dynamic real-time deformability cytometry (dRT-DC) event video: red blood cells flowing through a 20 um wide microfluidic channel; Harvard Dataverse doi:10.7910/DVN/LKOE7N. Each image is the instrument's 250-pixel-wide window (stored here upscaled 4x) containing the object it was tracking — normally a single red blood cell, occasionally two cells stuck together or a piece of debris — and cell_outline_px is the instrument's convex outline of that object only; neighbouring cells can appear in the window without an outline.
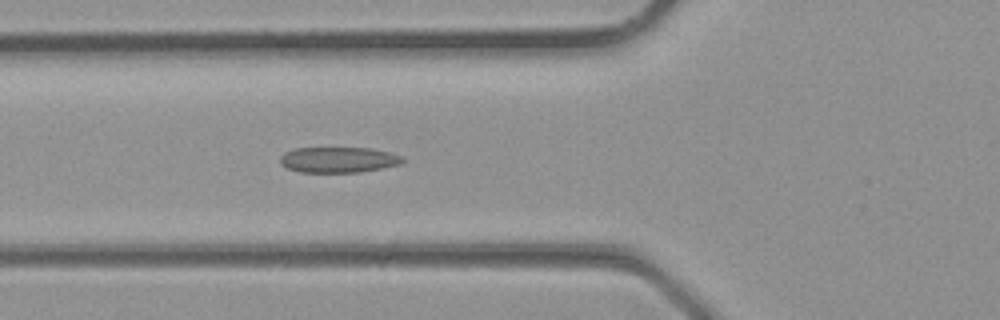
{"species": "common noctule bat (a hibernating species)", "species_latin": "Nyctalus noctula", "temperature_condition": "room temperature", "stored_images_in_passage": 27, "camera_frame_rate_fps": 3000, "um_per_image_px": 0.085, "animal": {"sex": "male", "body_mass_g": 23.1, "forearm_length_mm": 52.7}, "frame": {"image": 1, "passage_image": 5, "time_ms": 1.333, "image_size_px": [1000, 320], "cell_outline_px": [[404, 160], [400, 164], [360, 172], [300, 172], [288, 168], [280, 164], [280, 156], [284, 152], [296, 148], [372, 148], [388, 152], [400, 156]], "centroid_in_image_um": [28.72, 13.58], "position_along_channel_um": 97.1, "area_um2": 18.15}}
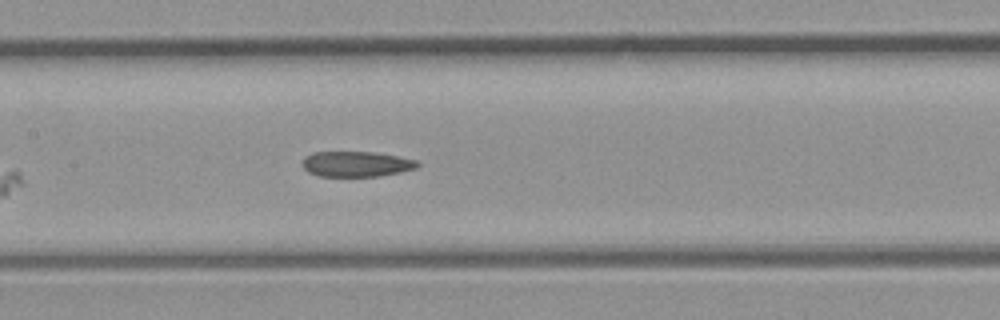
{"frame": {"image": 2, "passage_image": 9, "time_ms": 2.667, "image_size_px": [1000, 320], "cell_outline_px": [[420, 164], [416, 168], [400, 172], [380, 176], [320, 176], [308, 172], [304, 168], [304, 156], [312, 152], [376, 152], [416, 160]], "centroid_in_image_um": [30.29, 13.94], "position_along_channel_um": 177.1, "area_um2": 16.94}}
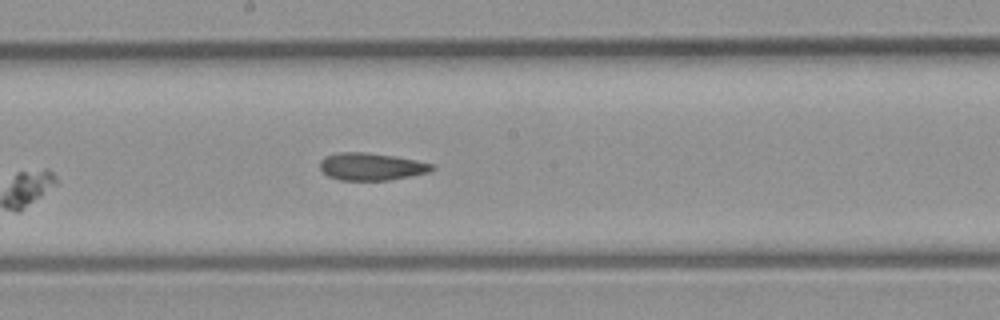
{"frame": {"image": 3, "passage_image": 11, "time_ms": 3.333, "image_size_px": [1000, 320], "cell_outline_px": [[436, 168], [428, 172], [388, 180], [340, 180], [328, 176], [320, 168], [320, 160], [324, 156], [336, 152], [364, 152], [396, 156], [416, 160], [432, 164]], "centroid_in_image_um": [31.52, 14.15], "position_along_channel_um": 216.7, "area_um2": 17.86}}